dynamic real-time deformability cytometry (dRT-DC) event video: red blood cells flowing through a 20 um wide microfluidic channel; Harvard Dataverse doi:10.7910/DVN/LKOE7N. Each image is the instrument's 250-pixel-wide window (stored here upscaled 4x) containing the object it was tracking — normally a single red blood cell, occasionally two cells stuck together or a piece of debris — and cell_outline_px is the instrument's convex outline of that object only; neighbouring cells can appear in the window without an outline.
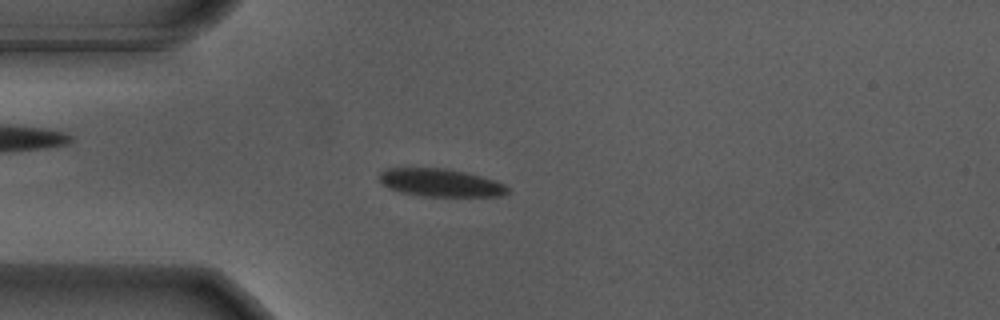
{"species": "Egyptian fruit bat (a non-hibernating species)", "species_latin": "Rousettus aegyptiacus", "temperature_condition": "warm", "stored_images_in_passage": 55, "camera_frame_rate_fps": 3000, "um_per_image_px": 0.085, "animal": {"sex": "male"}, "frame": {"image": 1, "passage_image": 14, "time_ms": 4.333, "image_size_px": [1000, 320], "cell_outline_px": [[508, 192], [504, 196], [420, 196], [396, 192], [380, 184], [380, 172], [388, 168], [444, 168], [464, 172], [480, 176], [504, 184], [508, 188]], "centroid_in_image_um": [37.38, 15.54], "position_along_channel_um": 47.6, "area_um2": 20.87}}
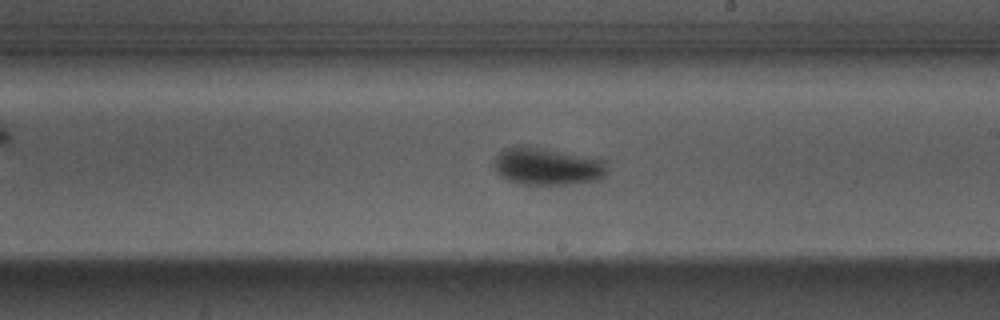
{"frame": {"image": 2, "passage_image": 31, "time_ms": 10.0, "image_size_px": [1000, 320], "cell_outline_px": [[608, 168], [604, 176], [600, 180], [564, 184], [516, 184], [500, 176], [496, 172], [496, 156], [504, 148], [512, 144], [528, 144], [604, 160]], "centroid_in_image_um": [46.49, 14.11], "position_along_channel_um": 242.5, "area_um2": 25.03}}
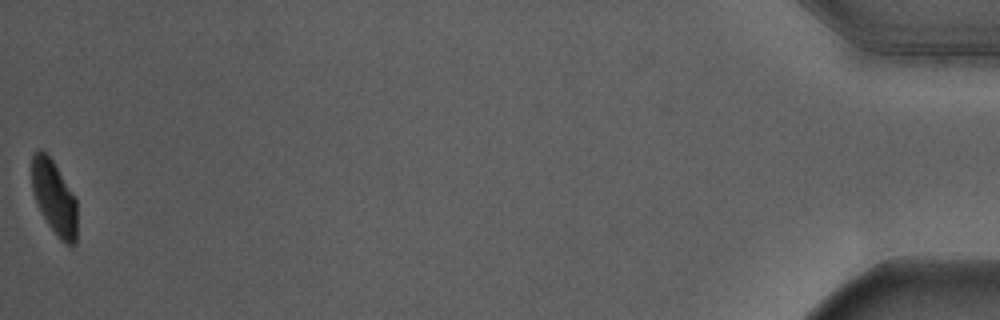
{"frame": {"image": 3, "passage_image": 55, "time_ms": 18.0, "image_size_px": [1000, 320], "cell_outline_px": [[76, 244], [72, 248], [64, 244], [56, 236], [48, 224], [36, 200], [32, 188], [32, 152], [40, 148], [52, 160], [76, 196]], "centroid_in_image_um": [4.63, 16.82], "position_along_channel_um": 430.6, "area_um2": 19.59}, "authors_computed_cell_mechanics": {"area_um2": 22.0796, "velocity_mm_per_s": 3.6718, "shape_relaxation_time_tau1_ms": 3.1857, "shape_relaxation_time_tau2_ms": null, "deformation_change_tau1": 0.1381, "deformation_change_tau2": null}}